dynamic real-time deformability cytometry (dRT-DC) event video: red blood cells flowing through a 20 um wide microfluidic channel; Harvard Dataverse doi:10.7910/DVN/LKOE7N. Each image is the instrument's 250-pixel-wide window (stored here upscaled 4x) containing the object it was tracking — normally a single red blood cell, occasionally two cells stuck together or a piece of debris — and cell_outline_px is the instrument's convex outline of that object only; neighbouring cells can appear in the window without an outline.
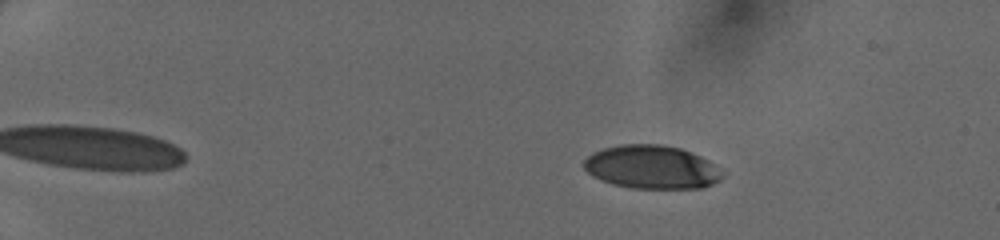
{"species": "human", "species_latin": "Homo sapiens", "temperature_condition": "cold", "stored_images_in_passage": 43, "camera_frame_rate_fps": 3000, "um_per_image_px": 0.085, "donor": {"sex": "female"}, "frame": {"image": 1, "passage_image": 3, "time_ms": 0.667, "image_size_px": [1000, 240], "cell_outline_px": [[724, 176], [720, 180], [704, 188], [632, 188], [612, 184], [600, 180], [592, 176], [584, 168], [584, 160], [592, 152], [604, 148], [620, 144], [660, 144], [680, 148], [700, 156], [708, 160]], "centroid_in_image_um": [55.36, 14.2], "position_along_channel_um": 29.6, "area_um2": 34.97}}
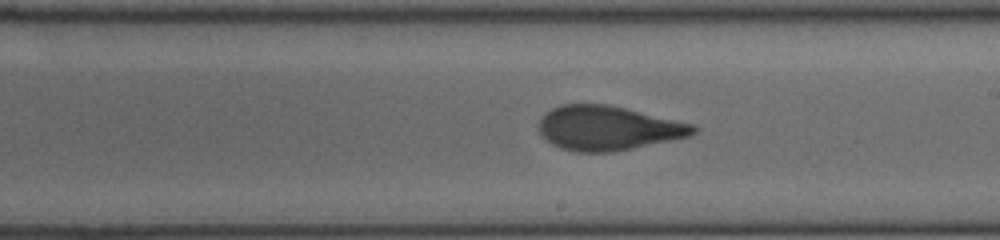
{"frame": {"image": 2, "passage_image": 25, "time_ms": 8.0, "image_size_px": [1000, 240], "cell_outline_px": [[696, 132], [688, 136], [612, 152], [576, 152], [560, 148], [552, 144], [540, 132], [540, 120], [552, 108], [560, 104], [608, 104], [696, 124]], "centroid_in_image_um": [51.69, 10.88], "position_along_channel_um": 237.3, "area_um2": 39.54}}
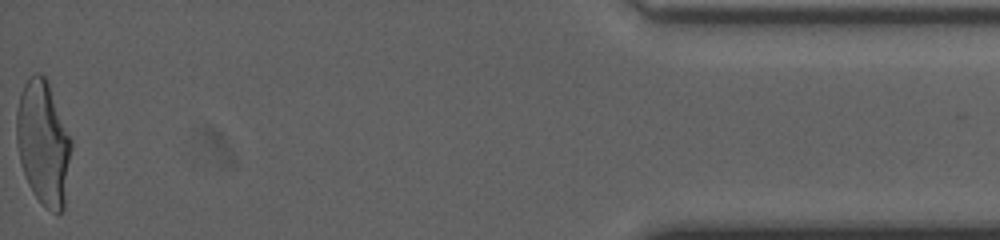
{"frame": {"image": 3, "passage_image": 43, "time_ms": 14.0, "image_size_px": [1000, 240], "cell_outline_px": [[72, 148], [64, 208], [60, 212], [52, 212], [44, 208], [28, 184], [20, 164], [16, 140], [16, 112], [20, 92], [24, 84], [36, 72], [44, 76], [48, 80], [72, 140]], "centroid_in_image_um": [3.68, 12.16], "position_along_channel_um": 431.5, "area_um2": 40.0}}